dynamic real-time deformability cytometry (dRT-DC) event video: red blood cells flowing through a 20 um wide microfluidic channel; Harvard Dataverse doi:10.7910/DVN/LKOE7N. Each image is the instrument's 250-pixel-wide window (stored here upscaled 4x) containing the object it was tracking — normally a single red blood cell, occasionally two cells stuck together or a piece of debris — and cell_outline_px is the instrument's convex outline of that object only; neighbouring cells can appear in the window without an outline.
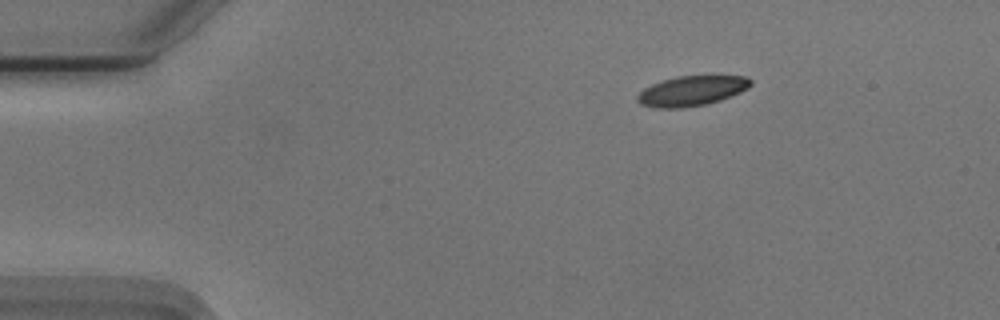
{"species": "Egyptian fruit bat (a non-hibernating species)", "species_latin": "Rousettus aegyptiacus", "temperature_condition": "cold", "stored_images_in_passage": 10, "camera_frame_rate_fps": 3000, "um_per_image_px": 0.085, "animal": {"sex": "male"}, "frame": {"image": 1, "passage_image": 1, "time_ms": 0.0, "image_size_px": [1000, 320], "cell_outline_px": [[752, 84], [748, 88], [740, 92], [720, 100], [708, 104], [684, 108], [652, 108], [640, 104], [636, 100], [636, 96], [644, 88], [652, 84], [676, 76], [744, 76], [752, 80]], "centroid_in_image_um": [58.77, 7.74], "position_along_channel_um": 26.2, "area_um2": 19.88}}
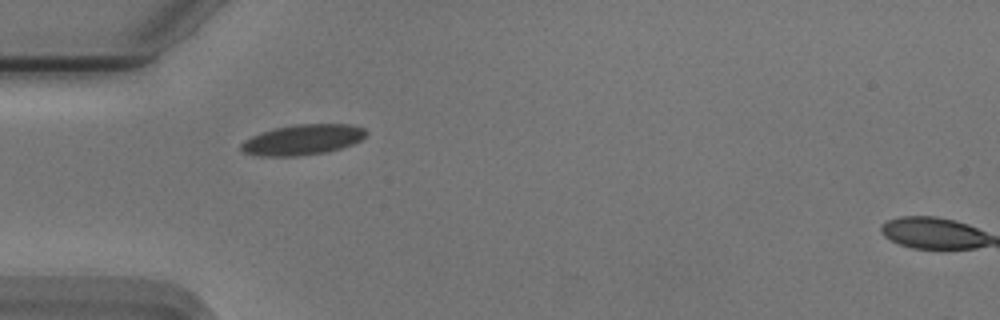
{"frame": {"image": 2, "passage_image": 9, "time_ms": 2.667, "image_size_px": [1000, 320], "cell_outline_px": [[368, 132], [360, 140], [352, 144], [340, 148], [324, 152], [296, 156], [260, 156], [244, 152], [240, 148], [240, 144], [244, 140], [252, 136], [276, 128], [296, 124], [352, 124], [364, 128]], "centroid_in_image_um": [25.73, 11.87], "position_along_channel_um": 59.3, "area_um2": 21.91}}